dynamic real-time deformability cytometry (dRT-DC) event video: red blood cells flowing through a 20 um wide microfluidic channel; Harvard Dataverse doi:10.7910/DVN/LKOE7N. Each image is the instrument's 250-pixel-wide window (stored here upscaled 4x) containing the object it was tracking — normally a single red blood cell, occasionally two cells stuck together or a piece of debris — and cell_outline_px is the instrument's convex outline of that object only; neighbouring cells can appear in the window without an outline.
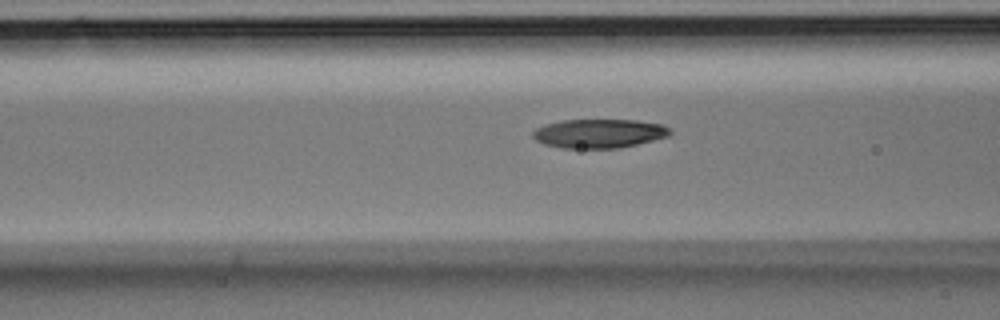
{"species": "Egyptian fruit bat (a non-hibernating species)", "species_latin": "Rousettus aegyptiacus", "temperature_condition": "room temperature", "stored_images_in_passage": 4, "camera_frame_rate_fps": 3000, "um_per_image_px": 0.085, "animal": {"sex": "male"}, "frame": {"image": 1, "passage_image": 4, "time_ms": 1.0, "image_size_px": [1000, 320], "cell_outline_px": [[672, 132], [668, 136], [620, 148], [564, 148], [544, 144], [536, 140], [532, 136], [532, 132], [536, 128], [544, 124], [560, 120], [636, 120], [664, 124]], "centroid_in_image_um": [50.9, 11.34], "position_along_channel_um": 115.7, "area_um2": 23.18}}